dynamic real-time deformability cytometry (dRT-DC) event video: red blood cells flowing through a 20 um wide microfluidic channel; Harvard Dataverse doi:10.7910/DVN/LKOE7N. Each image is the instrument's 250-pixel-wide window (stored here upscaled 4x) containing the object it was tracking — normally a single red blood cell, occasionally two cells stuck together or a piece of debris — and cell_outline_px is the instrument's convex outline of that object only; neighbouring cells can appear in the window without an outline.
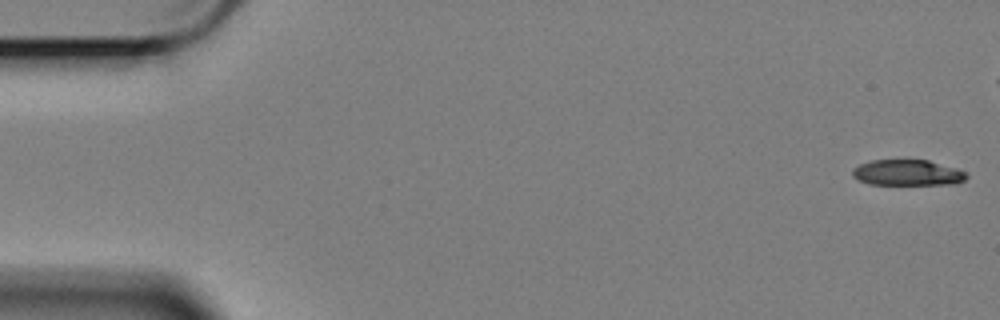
{"species": "Egyptian fruit bat (a non-hibernating species)", "species_latin": "Rousettus aegyptiacus", "temperature_condition": "cold", "stored_images_in_passage": 52, "camera_frame_rate_fps": 3000, "um_per_image_px": 0.085, "animal": {"sex": "female"}, "frame": {"image": 1, "passage_image": 1, "time_ms": 0.0, "image_size_px": [1000, 320], "cell_outline_px": [[968, 176], [964, 180], [952, 184], [872, 184], [860, 180], [852, 176], [852, 168], [860, 164], [872, 160], [928, 160], [956, 168], [968, 172]], "centroid_in_image_um": [77.15, 14.67], "position_along_channel_um": 7.8, "area_um2": 17.05}}
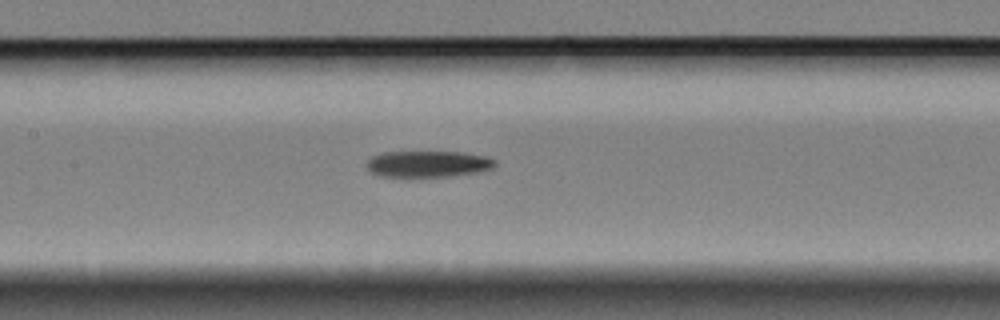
{"frame": {"image": 2, "passage_image": 27, "time_ms": 8.667, "image_size_px": [1000, 320], "cell_outline_px": [[496, 164], [492, 168], [476, 172], [452, 176], [380, 176], [372, 172], [368, 168], [368, 160], [372, 156], [384, 152], [464, 152], [484, 156], [496, 160]], "centroid_in_image_um": [36.4, 13.92], "position_along_channel_um": 171.0, "area_um2": 19.42}}
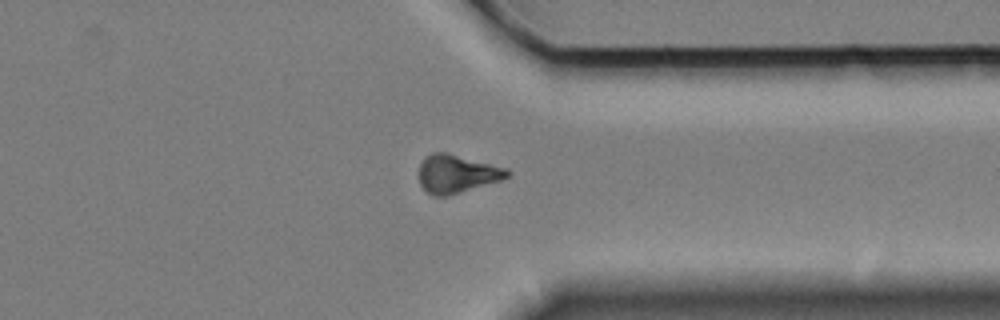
{"frame": {"image": 3, "passage_image": 45, "time_ms": 14.667, "image_size_px": [1000, 320], "cell_outline_px": [[512, 172], [508, 176], [500, 180], [448, 196], [432, 196], [420, 184], [420, 164], [424, 156], [432, 152], [448, 152], [508, 168]], "centroid_in_image_um": [38.83, 14.75], "position_along_channel_um": 372.6, "area_um2": 19.71}, "authors_computed_cell_mechanics": {"area_um2": 19.7098, "velocity_mm_per_s": 3.3983, "shape_relaxation_time_tau1_ms": 5.6174, "shape_relaxation_time_tau2_ms": null, "deformation_change_tau1": 0.1403, "deformation_change_tau2": null}}